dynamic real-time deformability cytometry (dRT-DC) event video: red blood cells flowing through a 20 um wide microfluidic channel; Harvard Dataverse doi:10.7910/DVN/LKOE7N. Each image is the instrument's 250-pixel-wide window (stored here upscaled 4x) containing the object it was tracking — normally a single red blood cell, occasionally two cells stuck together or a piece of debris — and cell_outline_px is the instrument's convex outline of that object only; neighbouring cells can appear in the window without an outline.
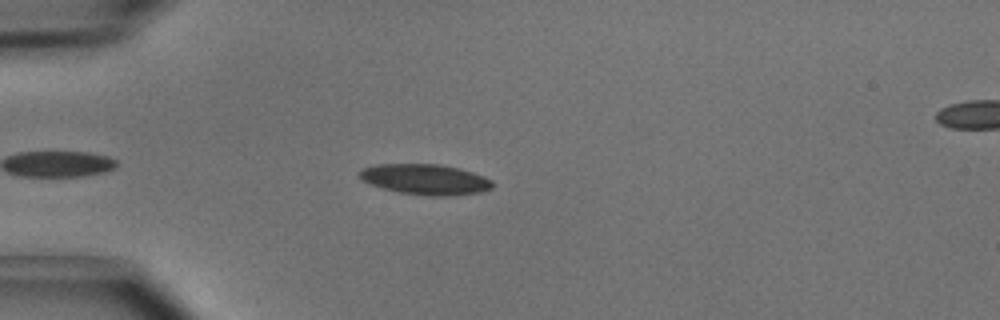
{"species": "common noctule bat (a hibernating species)", "species_latin": "Nyctalus noctula", "temperature_condition": "cold", "stored_images_in_passage": 4, "camera_frame_rate_fps": 3000, "um_per_image_px": 0.085, "animal": {"sex": "male", "body_mass_g": 15.6}, "frame": {"image": 1, "passage_image": 3, "time_ms": 0.667, "image_size_px": [1000, 320], "cell_outline_px": [[492, 188], [480, 192], [448, 196], [428, 196], [400, 192], [384, 188], [360, 180], [356, 172], [364, 168], [376, 164], [436, 164], [456, 168], [472, 172], [484, 176], [492, 180]], "centroid_in_image_um": [36.12, 15.25], "position_along_channel_um": 48.9, "area_um2": 23.52}}